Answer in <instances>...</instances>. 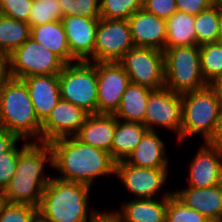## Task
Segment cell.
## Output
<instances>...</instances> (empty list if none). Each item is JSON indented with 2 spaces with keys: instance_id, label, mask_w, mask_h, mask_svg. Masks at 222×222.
Instances as JSON below:
<instances>
[{
  "instance_id": "24",
  "label": "cell",
  "mask_w": 222,
  "mask_h": 222,
  "mask_svg": "<svg viewBox=\"0 0 222 222\" xmlns=\"http://www.w3.org/2000/svg\"><path fill=\"white\" fill-rule=\"evenodd\" d=\"M147 131L148 129L144 124L126 122L116 118L111 158L115 162L126 160Z\"/></svg>"
},
{
  "instance_id": "33",
  "label": "cell",
  "mask_w": 222,
  "mask_h": 222,
  "mask_svg": "<svg viewBox=\"0 0 222 222\" xmlns=\"http://www.w3.org/2000/svg\"><path fill=\"white\" fill-rule=\"evenodd\" d=\"M63 17L78 15L86 18H100L99 0H58Z\"/></svg>"
},
{
  "instance_id": "12",
  "label": "cell",
  "mask_w": 222,
  "mask_h": 222,
  "mask_svg": "<svg viewBox=\"0 0 222 222\" xmlns=\"http://www.w3.org/2000/svg\"><path fill=\"white\" fill-rule=\"evenodd\" d=\"M133 47L127 20L99 19L95 36L94 62H119Z\"/></svg>"
},
{
  "instance_id": "1",
  "label": "cell",
  "mask_w": 222,
  "mask_h": 222,
  "mask_svg": "<svg viewBox=\"0 0 222 222\" xmlns=\"http://www.w3.org/2000/svg\"><path fill=\"white\" fill-rule=\"evenodd\" d=\"M53 169L56 178L64 181L95 185L101 177L115 175L116 162L109 152L84 144L75 136L58 138L51 141Z\"/></svg>"
},
{
  "instance_id": "43",
  "label": "cell",
  "mask_w": 222,
  "mask_h": 222,
  "mask_svg": "<svg viewBox=\"0 0 222 222\" xmlns=\"http://www.w3.org/2000/svg\"><path fill=\"white\" fill-rule=\"evenodd\" d=\"M91 222H119L110 210H102Z\"/></svg>"
},
{
  "instance_id": "10",
  "label": "cell",
  "mask_w": 222,
  "mask_h": 222,
  "mask_svg": "<svg viewBox=\"0 0 222 222\" xmlns=\"http://www.w3.org/2000/svg\"><path fill=\"white\" fill-rule=\"evenodd\" d=\"M119 63L132 83L151 90L165 86L163 51L149 47H133Z\"/></svg>"
},
{
  "instance_id": "35",
  "label": "cell",
  "mask_w": 222,
  "mask_h": 222,
  "mask_svg": "<svg viewBox=\"0 0 222 222\" xmlns=\"http://www.w3.org/2000/svg\"><path fill=\"white\" fill-rule=\"evenodd\" d=\"M21 141H23V139H20L8 152L0 154V194L8 186L16 172Z\"/></svg>"
},
{
  "instance_id": "15",
  "label": "cell",
  "mask_w": 222,
  "mask_h": 222,
  "mask_svg": "<svg viewBox=\"0 0 222 222\" xmlns=\"http://www.w3.org/2000/svg\"><path fill=\"white\" fill-rule=\"evenodd\" d=\"M188 165V185L208 188L222 184V150L203 142Z\"/></svg>"
},
{
  "instance_id": "16",
  "label": "cell",
  "mask_w": 222,
  "mask_h": 222,
  "mask_svg": "<svg viewBox=\"0 0 222 222\" xmlns=\"http://www.w3.org/2000/svg\"><path fill=\"white\" fill-rule=\"evenodd\" d=\"M99 19L72 15L61 20L67 35L68 48L77 61L94 62L95 36Z\"/></svg>"
},
{
  "instance_id": "37",
  "label": "cell",
  "mask_w": 222,
  "mask_h": 222,
  "mask_svg": "<svg viewBox=\"0 0 222 222\" xmlns=\"http://www.w3.org/2000/svg\"><path fill=\"white\" fill-rule=\"evenodd\" d=\"M142 8L159 18L168 19L177 11L176 0H143Z\"/></svg>"
},
{
  "instance_id": "13",
  "label": "cell",
  "mask_w": 222,
  "mask_h": 222,
  "mask_svg": "<svg viewBox=\"0 0 222 222\" xmlns=\"http://www.w3.org/2000/svg\"><path fill=\"white\" fill-rule=\"evenodd\" d=\"M97 69V114L114 115L130 83L119 62H95Z\"/></svg>"
},
{
  "instance_id": "4",
  "label": "cell",
  "mask_w": 222,
  "mask_h": 222,
  "mask_svg": "<svg viewBox=\"0 0 222 222\" xmlns=\"http://www.w3.org/2000/svg\"><path fill=\"white\" fill-rule=\"evenodd\" d=\"M41 125L25 83L15 78L7 82L0 90V128L20 139L41 142Z\"/></svg>"
},
{
  "instance_id": "11",
  "label": "cell",
  "mask_w": 222,
  "mask_h": 222,
  "mask_svg": "<svg viewBox=\"0 0 222 222\" xmlns=\"http://www.w3.org/2000/svg\"><path fill=\"white\" fill-rule=\"evenodd\" d=\"M143 124L149 131H156L157 127L170 130L176 134L177 143L181 144L182 95L165 86L151 90Z\"/></svg>"
},
{
  "instance_id": "36",
  "label": "cell",
  "mask_w": 222,
  "mask_h": 222,
  "mask_svg": "<svg viewBox=\"0 0 222 222\" xmlns=\"http://www.w3.org/2000/svg\"><path fill=\"white\" fill-rule=\"evenodd\" d=\"M33 0H0V14L28 22Z\"/></svg>"
},
{
  "instance_id": "44",
  "label": "cell",
  "mask_w": 222,
  "mask_h": 222,
  "mask_svg": "<svg viewBox=\"0 0 222 222\" xmlns=\"http://www.w3.org/2000/svg\"><path fill=\"white\" fill-rule=\"evenodd\" d=\"M219 41H222V5L219 6Z\"/></svg>"
},
{
  "instance_id": "26",
  "label": "cell",
  "mask_w": 222,
  "mask_h": 222,
  "mask_svg": "<svg viewBox=\"0 0 222 222\" xmlns=\"http://www.w3.org/2000/svg\"><path fill=\"white\" fill-rule=\"evenodd\" d=\"M194 21L195 15L180 11H176L166 19L165 49L197 45Z\"/></svg>"
},
{
  "instance_id": "7",
  "label": "cell",
  "mask_w": 222,
  "mask_h": 222,
  "mask_svg": "<svg viewBox=\"0 0 222 222\" xmlns=\"http://www.w3.org/2000/svg\"><path fill=\"white\" fill-rule=\"evenodd\" d=\"M61 99L97 114V69L95 62L76 61L58 74Z\"/></svg>"
},
{
  "instance_id": "21",
  "label": "cell",
  "mask_w": 222,
  "mask_h": 222,
  "mask_svg": "<svg viewBox=\"0 0 222 222\" xmlns=\"http://www.w3.org/2000/svg\"><path fill=\"white\" fill-rule=\"evenodd\" d=\"M163 140L158 132L148 130L125 161L140 168H170V156Z\"/></svg>"
},
{
  "instance_id": "32",
  "label": "cell",
  "mask_w": 222,
  "mask_h": 222,
  "mask_svg": "<svg viewBox=\"0 0 222 222\" xmlns=\"http://www.w3.org/2000/svg\"><path fill=\"white\" fill-rule=\"evenodd\" d=\"M166 222H211L198 211L185 206L173 194L168 197Z\"/></svg>"
},
{
  "instance_id": "18",
  "label": "cell",
  "mask_w": 222,
  "mask_h": 222,
  "mask_svg": "<svg viewBox=\"0 0 222 222\" xmlns=\"http://www.w3.org/2000/svg\"><path fill=\"white\" fill-rule=\"evenodd\" d=\"M173 195L211 222H222V184L208 188L178 187Z\"/></svg>"
},
{
  "instance_id": "9",
  "label": "cell",
  "mask_w": 222,
  "mask_h": 222,
  "mask_svg": "<svg viewBox=\"0 0 222 222\" xmlns=\"http://www.w3.org/2000/svg\"><path fill=\"white\" fill-rule=\"evenodd\" d=\"M13 78L23 79L34 75L59 74L66 63L32 37L11 54Z\"/></svg>"
},
{
  "instance_id": "20",
  "label": "cell",
  "mask_w": 222,
  "mask_h": 222,
  "mask_svg": "<svg viewBox=\"0 0 222 222\" xmlns=\"http://www.w3.org/2000/svg\"><path fill=\"white\" fill-rule=\"evenodd\" d=\"M168 197L130 199L120 203V209L110 212L119 222H166Z\"/></svg>"
},
{
  "instance_id": "34",
  "label": "cell",
  "mask_w": 222,
  "mask_h": 222,
  "mask_svg": "<svg viewBox=\"0 0 222 222\" xmlns=\"http://www.w3.org/2000/svg\"><path fill=\"white\" fill-rule=\"evenodd\" d=\"M38 208L27 204L0 202V222H31Z\"/></svg>"
},
{
  "instance_id": "31",
  "label": "cell",
  "mask_w": 222,
  "mask_h": 222,
  "mask_svg": "<svg viewBox=\"0 0 222 222\" xmlns=\"http://www.w3.org/2000/svg\"><path fill=\"white\" fill-rule=\"evenodd\" d=\"M63 19L58 0H33L28 24L30 27Z\"/></svg>"
},
{
  "instance_id": "40",
  "label": "cell",
  "mask_w": 222,
  "mask_h": 222,
  "mask_svg": "<svg viewBox=\"0 0 222 222\" xmlns=\"http://www.w3.org/2000/svg\"><path fill=\"white\" fill-rule=\"evenodd\" d=\"M19 140L16 134L0 128V154L8 152Z\"/></svg>"
},
{
  "instance_id": "41",
  "label": "cell",
  "mask_w": 222,
  "mask_h": 222,
  "mask_svg": "<svg viewBox=\"0 0 222 222\" xmlns=\"http://www.w3.org/2000/svg\"><path fill=\"white\" fill-rule=\"evenodd\" d=\"M206 143L222 150V106L219 110V115L214 132L206 141Z\"/></svg>"
},
{
  "instance_id": "25",
  "label": "cell",
  "mask_w": 222,
  "mask_h": 222,
  "mask_svg": "<svg viewBox=\"0 0 222 222\" xmlns=\"http://www.w3.org/2000/svg\"><path fill=\"white\" fill-rule=\"evenodd\" d=\"M150 91L147 87L130 82L114 116L122 121L143 124Z\"/></svg>"
},
{
  "instance_id": "23",
  "label": "cell",
  "mask_w": 222,
  "mask_h": 222,
  "mask_svg": "<svg viewBox=\"0 0 222 222\" xmlns=\"http://www.w3.org/2000/svg\"><path fill=\"white\" fill-rule=\"evenodd\" d=\"M31 37L59 56L66 64L77 61L68 48L67 35L61 20L31 27Z\"/></svg>"
},
{
  "instance_id": "30",
  "label": "cell",
  "mask_w": 222,
  "mask_h": 222,
  "mask_svg": "<svg viewBox=\"0 0 222 222\" xmlns=\"http://www.w3.org/2000/svg\"><path fill=\"white\" fill-rule=\"evenodd\" d=\"M100 18L128 20L143 6V0H99Z\"/></svg>"
},
{
  "instance_id": "22",
  "label": "cell",
  "mask_w": 222,
  "mask_h": 222,
  "mask_svg": "<svg viewBox=\"0 0 222 222\" xmlns=\"http://www.w3.org/2000/svg\"><path fill=\"white\" fill-rule=\"evenodd\" d=\"M116 117L108 114H90L75 137L84 144L91 145L111 155Z\"/></svg>"
},
{
  "instance_id": "2",
  "label": "cell",
  "mask_w": 222,
  "mask_h": 222,
  "mask_svg": "<svg viewBox=\"0 0 222 222\" xmlns=\"http://www.w3.org/2000/svg\"><path fill=\"white\" fill-rule=\"evenodd\" d=\"M49 166L53 167V153L50 144L23 139L16 172L0 194L2 201L11 204H27L38 208L43 191L53 176V174L49 175L45 172L46 167Z\"/></svg>"
},
{
  "instance_id": "29",
  "label": "cell",
  "mask_w": 222,
  "mask_h": 222,
  "mask_svg": "<svg viewBox=\"0 0 222 222\" xmlns=\"http://www.w3.org/2000/svg\"><path fill=\"white\" fill-rule=\"evenodd\" d=\"M201 70L207 84L222 73V41L200 46Z\"/></svg>"
},
{
  "instance_id": "27",
  "label": "cell",
  "mask_w": 222,
  "mask_h": 222,
  "mask_svg": "<svg viewBox=\"0 0 222 222\" xmlns=\"http://www.w3.org/2000/svg\"><path fill=\"white\" fill-rule=\"evenodd\" d=\"M31 37L27 22L0 14V50L11 54Z\"/></svg>"
},
{
  "instance_id": "6",
  "label": "cell",
  "mask_w": 222,
  "mask_h": 222,
  "mask_svg": "<svg viewBox=\"0 0 222 222\" xmlns=\"http://www.w3.org/2000/svg\"><path fill=\"white\" fill-rule=\"evenodd\" d=\"M220 107L219 100L208 86L183 94L181 143L194 135H200L206 142L214 132Z\"/></svg>"
},
{
  "instance_id": "14",
  "label": "cell",
  "mask_w": 222,
  "mask_h": 222,
  "mask_svg": "<svg viewBox=\"0 0 222 222\" xmlns=\"http://www.w3.org/2000/svg\"><path fill=\"white\" fill-rule=\"evenodd\" d=\"M89 115L81 107L60 99L41 125V142L75 136Z\"/></svg>"
},
{
  "instance_id": "17",
  "label": "cell",
  "mask_w": 222,
  "mask_h": 222,
  "mask_svg": "<svg viewBox=\"0 0 222 222\" xmlns=\"http://www.w3.org/2000/svg\"><path fill=\"white\" fill-rule=\"evenodd\" d=\"M127 21L135 47L165 50L166 19L159 18L141 8L129 17Z\"/></svg>"
},
{
  "instance_id": "45",
  "label": "cell",
  "mask_w": 222,
  "mask_h": 222,
  "mask_svg": "<svg viewBox=\"0 0 222 222\" xmlns=\"http://www.w3.org/2000/svg\"><path fill=\"white\" fill-rule=\"evenodd\" d=\"M31 222H48L44 220L39 214H37Z\"/></svg>"
},
{
  "instance_id": "19",
  "label": "cell",
  "mask_w": 222,
  "mask_h": 222,
  "mask_svg": "<svg viewBox=\"0 0 222 222\" xmlns=\"http://www.w3.org/2000/svg\"><path fill=\"white\" fill-rule=\"evenodd\" d=\"M21 80L28 88L38 120L43 123L61 99L58 74L34 75Z\"/></svg>"
},
{
  "instance_id": "39",
  "label": "cell",
  "mask_w": 222,
  "mask_h": 222,
  "mask_svg": "<svg viewBox=\"0 0 222 222\" xmlns=\"http://www.w3.org/2000/svg\"><path fill=\"white\" fill-rule=\"evenodd\" d=\"M12 79L11 56L9 53L0 50V90Z\"/></svg>"
},
{
  "instance_id": "8",
  "label": "cell",
  "mask_w": 222,
  "mask_h": 222,
  "mask_svg": "<svg viewBox=\"0 0 222 222\" xmlns=\"http://www.w3.org/2000/svg\"><path fill=\"white\" fill-rule=\"evenodd\" d=\"M169 171V168H140L125 160L115 164V177L123 184L124 190L132 194L131 199L170 197L173 190L165 188L169 183Z\"/></svg>"
},
{
  "instance_id": "5",
  "label": "cell",
  "mask_w": 222,
  "mask_h": 222,
  "mask_svg": "<svg viewBox=\"0 0 222 222\" xmlns=\"http://www.w3.org/2000/svg\"><path fill=\"white\" fill-rule=\"evenodd\" d=\"M163 55L166 88L183 95L208 86L201 70L200 46L171 47Z\"/></svg>"
},
{
  "instance_id": "46",
  "label": "cell",
  "mask_w": 222,
  "mask_h": 222,
  "mask_svg": "<svg viewBox=\"0 0 222 222\" xmlns=\"http://www.w3.org/2000/svg\"><path fill=\"white\" fill-rule=\"evenodd\" d=\"M213 5H222V0H210Z\"/></svg>"
},
{
  "instance_id": "38",
  "label": "cell",
  "mask_w": 222,
  "mask_h": 222,
  "mask_svg": "<svg viewBox=\"0 0 222 222\" xmlns=\"http://www.w3.org/2000/svg\"><path fill=\"white\" fill-rule=\"evenodd\" d=\"M177 11L198 15L213 4L210 0H176Z\"/></svg>"
},
{
  "instance_id": "42",
  "label": "cell",
  "mask_w": 222,
  "mask_h": 222,
  "mask_svg": "<svg viewBox=\"0 0 222 222\" xmlns=\"http://www.w3.org/2000/svg\"><path fill=\"white\" fill-rule=\"evenodd\" d=\"M208 87L214 92L216 98L219 100L222 106V73L219 74L215 79H213Z\"/></svg>"
},
{
  "instance_id": "3",
  "label": "cell",
  "mask_w": 222,
  "mask_h": 222,
  "mask_svg": "<svg viewBox=\"0 0 222 222\" xmlns=\"http://www.w3.org/2000/svg\"><path fill=\"white\" fill-rule=\"evenodd\" d=\"M91 188L53 175L43 191L38 214L48 222H91L101 212L89 204Z\"/></svg>"
},
{
  "instance_id": "28",
  "label": "cell",
  "mask_w": 222,
  "mask_h": 222,
  "mask_svg": "<svg viewBox=\"0 0 222 222\" xmlns=\"http://www.w3.org/2000/svg\"><path fill=\"white\" fill-rule=\"evenodd\" d=\"M219 5H212L195 15L194 30L197 45L219 41Z\"/></svg>"
}]
</instances>
